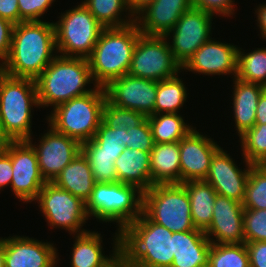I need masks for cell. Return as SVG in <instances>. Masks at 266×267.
<instances>
[{"label":"cell","mask_w":266,"mask_h":267,"mask_svg":"<svg viewBox=\"0 0 266 267\" xmlns=\"http://www.w3.org/2000/svg\"><path fill=\"white\" fill-rule=\"evenodd\" d=\"M208 267H250L246 244L211 243Z\"/></svg>","instance_id":"obj_34"},{"label":"cell","mask_w":266,"mask_h":267,"mask_svg":"<svg viewBox=\"0 0 266 267\" xmlns=\"http://www.w3.org/2000/svg\"><path fill=\"white\" fill-rule=\"evenodd\" d=\"M14 24L0 17V61L9 56Z\"/></svg>","instance_id":"obj_44"},{"label":"cell","mask_w":266,"mask_h":267,"mask_svg":"<svg viewBox=\"0 0 266 267\" xmlns=\"http://www.w3.org/2000/svg\"><path fill=\"white\" fill-rule=\"evenodd\" d=\"M243 221L245 243L266 241V209H244Z\"/></svg>","instance_id":"obj_38"},{"label":"cell","mask_w":266,"mask_h":267,"mask_svg":"<svg viewBox=\"0 0 266 267\" xmlns=\"http://www.w3.org/2000/svg\"><path fill=\"white\" fill-rule=\"evenodd\" d=\"M227 152L221 147L215 152L204 181L213 187L217 195L243 203L252 164L244 159L246 169H240Z\"/></svg>","instance_id":"obj_16"},{"label":"cell","mask_w":266,"mask_h":267,"mask_svg":"<svg viewBox=\"0 0 266 267\" xmlns=\"http://www.w3.org/2000/svg\"><path fill=\"white\" fill-rule=\"evenodd\" d=\"M40 107H56L73 98L86 95L96 85L88 59L57 55L35 80ZM93 83L94 87L86 88Z\"/></svg>","instance_id":"obj_3"},{"label":"cell","mask_w":266,"mask_h":267,"mask_svg":"<svg viewBox=\"0 0 266 267\" xmlns=\"http://www.w3.org/2000/svg\"><path fill=\"white\" fill-rule=\"evenodd\" d=\"M157 81L126 74L112 80L105 88L107 99L114 105L143 114L154 115Z\"/></svg>","instance_id":"obj_15"},{"label":"cell","mask_w":266,"mask_h":267,"mask_svg":"<svg viewBox=\"0 0 266 267\" xmlns=\"http://www.w3.org/2000/svg\"><path fill=\"white\" fill-rule=\"evenodd\" d=\"M142 212L172 233L196 229L190 199L182 183L155 184L144 191Z\"/></svg>","instance_id":"obj_8"},{"label":"cell","mask_w":266,"mask_h":267,"mask_svg":"<svg viewBox=\"0 0 266 267\" xmlns=\"http://www.w3.org/2000/svg\"><path fill=\"white\" fill-rule=\"evenodd\" d=\"M153 1L154 0H126L130 13L134 17Z\"/></svg>","instance_id":"obj_49"},{"label":"cell","mask_w":266,"mask_h":267,"mask_svg":"<svg viewBox=\"0 0 266 267\" xmlns=\"http://www.w3.org/2000/svg\"><path fill=\"white\" fill-rule=\"evenodd\" d=\"M56 52L53 22L23 21L13 27L11 50L1 64L2 72L36 80L57 56Z\"/></svg>","instance_id":"obj_1"},{"label":"cell","mask_w":266,"mask_h":267,"mask_svg":"<svg viewBox=\"0 0 266 267\" xmlns=\"http://www.w3.org/2000/svg\"><path fill=\"white\" fill-rule=\"evenodd\" d=\"M81 152L89 162L96 183L117 182V173L113 159L93 156L83 145L81 146Z\"/></svg>","instance_id":"obj_39"},{"label":"cell","mask_w":266,"mask_h":267,"mask_svg":"<svg viewBox=\"0 0 266 267\" xmlns=\"http://www.w3.org/2000/svg\"><path fill=\"white\" fill-rule=\"evenodd\" d=\"M165 36L140 34L135 45L128 74L134 77L162 81L182 72Z\"/></svg>","instance_id":"obj_10"},{"label":"cell","mask_w":266,"mask_h":267,"mask_svg":"<svg viewBox=\"0 0 266 267\" xmlns=\"http://www.w3.org/2000/svg\"><path fill=\"white\" fill-rule=\"evenodd\" d=\"M173 233L143 212L120 232V256L131 267H170Z\"/></svg>","instance_id":"obj_2"},{"label":"cell","mask_w":266,"mask_h":267,"mask_svg":"<svg viewBox=\"0 0 266 267\" xmlns=\"http://www.w3.org/2000/svg\"><path fill=\"white\" fill-rule=\"evenodd\" d=\"M55 0H18L20 23L23 21H41Z\"/></svg>","instance_id":"obj_41"},{"label":"cell","mask_w":266,"mask_h":267,"mask_svg":"<svg viewBox=\"0 0 266 267\" xmlns=\"http://www.w3.org/2000/svg\"><path fill=\"white\" fill-rule=\"evenodd\" d=\"M54 23L57 53L66 57L88 58L104 27L81 2L61 12Z\"/></svg>","instance_id":"obj_9"},{"label":"cell","mask_w":266,"mask_h":267,"mask_svg":"<svg viewBox=\"0 0 266 267\" xmlns=\"http://www.w3.org/2000/svg\"><path fill=\"white\" fill-rule=\"evenodd\" d=\"M238 48L236 78L266 87V47L257 48L245 53Z\"/></svg>","instance_id":"obj_33"},{"label":"cell","mask_w":266,"mask_h":267,"mask_svg":"<svg viewBox=\"0 0 266 267\" xmlns=\"http://www.w3.org/2000/svg\"><path fill=\"white\" fill-rule=\"evenodd\" d=\"M191 8V0H154L135 16V23L141 34L166 36Z\"/></svg>","instance_id":"obj_21"},{"label":"cell","mask_w":266,"mask_h":267,"mask_svg":"<svg viewBox=\"0 0 266 267\" xmlns=\"http://www.w3.org/2000/svg\"><path fill=\"white\" fill-rule=\"evenodd\" d=\"M243 204L224 196L217 195L213 207L210 226L204 231L211 243H244Z\"/></svg>","instance_id":"obj_20"},{"label":"cell","mask_w":266,"mask_h":267,"mask_svg":"<svg viewBox=\"0 0 266 267\" xmlns=\"http://www.w3.org/2000/svg\"><path fill=\"white\" fill-rule=\"evenodd\" d=\"M143 191L137 186L115 183H96L85 203L88 217L99 222L118 223L120 232L142 214Z\"/></svg>","instance_id":"obj_7"},{"label":"cell","mask_w":266,"mask_h":267,"mask_svg":"<svg viewBox=\"0 0 266 267\" xmlns=\"http://www.w3.org/2000/svg\"><path fill=\"white\" fill-rule=\"evenodd\" d=\"M147 118L154 143L178 142L194 128L178 113H160Z\"/></svg>","instance_id":"obj_31"},{"label":"cell","mask_w":266,"mask_h":267,"mask_svg":"<svg viewBox=\"0 0 266 267\" xmlns=\"http://www.w3.org/2000/svg\"><path fill=\"white\" fill-rule=\"evenodd\" d=\"M212 17L202 10L191 8L182 14L175 27L165 36L171 43L169 46L174 58L181 66L211 38Z\"/></svg>","instance_id":"obj_13"},{"label":"cell","mask_w":266,"mask_h":267,"mask_svg":"<svg viewBox=\"0 0 266 267\" xmlns=\"http://www.w3.org/2000/svg\"><path fill=\"white\" fill-rule=\"evenodd\" d=\"M242 204L244 209H266V165H252Z\"/></svg>","instance_id":"obj_36"},{"label":"cell","mask_w":266,"mask_h":267,"mask_svg":"<svg viewBox=\"0 0 266 267\" xmlns=\"http://www.w3.org/2000/svg\"><path fill=\"white\" fill-rule=\"evenodd\" d=\"M82 3L104 28H119L135 22L126 0H82Z\"/></svg>","instance_id":"obj_30"},{"label":"cell","mask_w":266,"mask_h":267,"mask_svg":"<svg viewBox=\"0 0 266 267\" xmlns=\"http://www.w3.org/2000/svg\"><path fill=\"white\" fill-rule=\"evenodd\" d=\"M250 267H266V241L247 242Z\"/></svg>","instance_id":"obj_43"},{"label":"cell","mask_w":266,"mask_h":267,"mask_svg":"<svg viewBox=\"0 0 266 267\" xmlns=\"http://www.w3.org/2000/svg\"><path fill=\"white\" fill-rule=\"evenodd\" d=\"M239 138L243 159L252 165H266V124H255Z\"/></svg>","instance_id":"obj_35"},{"label":"cell","mask_w":266,"mask_h":267,"mask_svg":"<svg viewBox=\"0 0 266 267\" xmlns=\"http://www.w3.org/2000/svg\"><path fill=\"white\" fill-rule=\"evenodd\" d=\"M213 140L195 127L179 141L181 183L205 180L211 159L221 147Z\"/></svg>","instance_id":"obj_17"},{"label":"cell","mask_w":266,"mask_h":267,"mask_svg":"<svg viewBox=\"0 0 266 267\" xmlns=\"http://www.w3.org/2000/svg\"><path fill=\"white\" fill-rule=\"evenodd\" d=\"M233 82V119L237 130L236 133L240 137L255 125L258 100L266 87L256 83L245 82L236 77Z\"/></svg>","instance_id":"obj_24"},{"label":"cell","mask_w":266,"mask_h":267,"mask_svg":"<svg viewBox=\"0 0 266 267\" xmlns=\"http://www.w3.org/2000/svg\"><path fill=\"white\" fill-rule=\"evenodd\" d=\"M127 129L110 128L101 121L94 137L82 145L96 157L117 159L125 150Z\"/></svg>","instance_id":"obj_29"},{"label":"cell","mask_w":266,"mask_h":267,"mask_svg":"<svg viewBox=\"0 0 266 267\" xmlns=\"http://www.w3.org/2000/svg\"><path fill=\"white\" fill-rule=\"evenodd\" d=\"M70 264L71 267H112L121 259L120 256V231L117 230L113 237L112 253L105 255L101 243L102 236L96 231H87L74 235Z\"/></svg>","instance_id":"obj_22"},{"label":"cell","mask_w":266,"mask_h":267,"mask_svg":"<svg viewBox=\"0 0 266 267\" xmlns=\"http://www.w3.org/2000/svg\"><path fill=\"white\" fill-rule=\"evenodd\" d=\"M238 46L210 38L182 66L185 71L204 75L237 76Z\"/></svg>","instance_id":"obj_19"},{"label":"cell","mask_w":266,"mask_h":267,"mask_svg":"<svg viewBox=\"0 0 266 267\" xmlns=\"http://www.w3.org/2000/svg\"><path fill=\"white\" fill-rule=\"evenodd\" d=\"M190 199L191 217L196 229L205 231L212 222L217 196L213 187L204 180L182 183Z\"/></svg>","instance_id":"obj_28"},{"label":"cell","mask_w":266,"mask_h":267,"mask_svg":"<svg viewBox=\"0 0 266 267\" xmlns=\"http://www.w3.org/2000/svg\"><path fill=\"white\" fill-rule=\"evenodd\" d=\"M187 100V88L179 75L159 81L154 114L178 113Z\"/></svg>","instance_id":"obj_32"},{"label":"cell","mask_w":266,"mask_h":267,"mask_svg":"<svg viewBox=\"0 0 266 267\" xmlns=\"http://www.w3.org/2000/svg\"><path fill=\"white\" fill-rule=\"evenodd\" d=\"M151 187L181 183L179 141L155 143L150 151Z\"/></svg>","instance_id":"obj_26"},{"label":"cell","mask_w":266,"mask_h":267,"mask_svg":"<svg viewBox=\"0 0 266 267\" xmlns=\"http://www.w3.org/2000/svg\"><path fill=\"white\" fill-rule=\"evenodd\" d=\"M0 17L14 25L20 23L18 0H0Z\"/></svg>","instance_id":"obj_45"},{"label":"cell","mask_w":266,"mask_h":267,"mask_svg":"<svg viewBox=\"0 0 266 267\" xmlns=\"http://www.w3.org/2000/svg\"><path fill=\"white\" fill-rule=\"evenodd\" d=\"M114 165L117 182L137 186L143 192L151 188L150 151L125 148Z\"/></svg>","instance_id":"obj_25"},{"label":"cell","mask_w":266,"mask_h":267,"mask_svg":"<svg viewBox=\"0 0 266 267\" xmlns=\"http://www.w3.org/2000/svg\"><path fill=\"white\" fill-rule=\"evenodd\" d=\"M140 34L135 22L124 27L102 30L87 58L96 86L106 87L112 80L128 74Z\"/></svg>","instance_id":"obj_4"},{"label":"cell","mask_w":266,"mask_h":267,"mask_svg":"<svg viewBox=\"0 0 266 267\" xmlns=\"http://www.w3.org/2000/svg\"><path fill=\"white\" fill-rule=\"evenodd\" d=\"M106 99L105 88L96 86L92 92L54 107L46 116L47 124L83 144L94 137Z\"/></svg>","instance_id":"obj_6"},{"label":"cell","mask_w":266,"mask_h":267,"mask_svg":"<svg viewBox=\"0 0 266 267\" xmlns=\"http://www.w3.org/2000/svg\"><path fill=\"white\" fill-rule=\"evenodd\" d=\"M53 183L85 203L96 184L89 162L82 152L63 168Z\"/></svg>","instance_id":"obj_27"},{"label":"cell","mask_w":266,"mask_h":267,"mask_svg":"<svg viewBox=\"0 0 266 267\" xmlns=\"http://www.w3.org/2000/svg\"><path fill=\"white\" fill-rule=\"evenodd\" d=\"M3 149L12 162L11 191L24 203L35 202L46 183L39 169L35 149L28 141H9Z\"/></svg>","instance_id":"obj_12"},{"label":"cell","mask_w":266,"mask_h":267,"mask_svg":"<svg viewBox=\"0 0 266 267\" xmlns=\"http://www.w3.org/2000/svg\"><path fill=\"white\" fill-rule=\"evenodd\" d=\"M39 139L37 145L32 143V137L28 142L36 151L41 175L46 182H53L63 168L81 153L82 144L51 126Z\"/></svg>","instance_id":"obj_14"},{"label":"cell","mask_w":266,"mask_h":267,"mask_svg":"<svg viewBox=\"0 0 266 267\" xmlns=\"http://www.w3.org/2000/svg\"><path fill=\"white\" fill-rule=\"evenodd\" d=\"M57 248L27 236L4 238V267H56L59 263Z\"/></svg>","instance_id":"obj_18"},{"label":"cell","mask_w":266,"mask_h":267,"mask_svg":"<svg viewBox=\"0 0 266 267\" xmlns=\"http://www.w3.org/2000/svg\"><path fill=\"white\" fill-rule=\"evenodd\" d=\"M9 141L5 138L1 126H0V149H3V147L8 143Z\"/></svg>","instance_id":"obj_51"},{"label":"cell","mask_w":266,"mask_h":267,"mask_svg":"<svg viewBox=\"0 0 266 267\" xmlns=\"http://www.w3.org/2000/svg\"><path fill=\"white\" fill-rule=\"evenodd\" d=\"M146 117L127 108H121L106 99L102 110V121L110 128L133 129L139 126Z\"/></svg>","instance_id":"obj_37"},{"label":"cell","mask_w":266,"mask_h":267,"mask_svg":"<svg viewBox=\"0 0 266 267\" xmlns=\"http://www.w3.org/2000/svg\"><path fill=\"white\" fill-rule=\"evenodd\" d=\"M112 267H131V266L127 265L122 259H120Z\"/></svg>","instance_id":"obj_52"},{"label":"cell","mask_w":266,"mask_h":267,"mask_svg":"<svg viewBox=\"0 0 266 267\" xmlns=\"http://www.w3.org/2000/svg\"><path fill=\"white\" fill-rule=\"evenodd\" d=\"M40 108L35 80L0 73V126L8 141H28L32 110Z\"/></svg>","instance_id":"obj_5"},{"label":"cell","mask_w":266,"mask_h":267,"mask_svg":"<svg viewBox=\"0 0 266 267\" xmlns=\"http://www.w3.org/2000/svg\"><path fill=\"white\" fill-rule=\"evenodd\" d=\"M192 8L199 9L212 16L231 17L235 13L234 0H191Z\"/></svg>","instance_id":"obj_42"},{"label":"cell","mask_w":266,"mask_h":267,"mask_svg":"<svg viewBox=\"0 0 266 267\" xmlns=\"http://www.w3.org/2000/svg\"><path fill=\"white\" fill-rule=\"evenodd\" d=\"M154 144L148 118H146L139 126L133 129H127L126 148L151 151Z\"/></svg>","instance_id":"obj_40"},{"label":"cell","mask_w":266,"mask_h":267,"mask_svg":"<svg viewBox=\"0 0 266 267\" xmlns=\"http://www.w3.org/2000/svg\"><path fill=\"white\" fill-rule=\"evenodd\" d=\"M4 258H5V253H4V238H0V267H4Z\"/></svg>","instance_id":"obj_50"},{"label":"cell","mask_w":266,"mask_h":267,"mask_svg":"<svg viewBox=\"0 0 266 267\" xmlns=\"http://www.w3.org/2000/svg\"><path fill=\"white\" fill-rule=\"evenodd\" d=\"M35 201L51 229H64L73 234V237L89 231L82 228L90 219L86 213L85 202L57 187L53 182L44 184Z\"/></svg>","instance_id":"obj_11"},{"label":"cell","mask_w":266,"mask_h":267,"mask_svg":"<svg viewBox=\"0 0 266 267\" xmlns=\"http://www.w3.org/2000/svg\"><path fill=\"white\" fill-rule=\"evenodd\" d=\"M255 13L257 15V26L260 29V37L266 40V3L259 4V6L255 9Z\"/></svg>","instance_id":"obj_47"},{"label":"cell","mask_w":266,"mask_h":267,"mask_svg":"<svg viewBox=\"0 0 266 267\" xmlns=\"http://www.w3.org/2000/svg\"><path fill=\"white\" fill-rule=\"evenodd\" d=\"M255 124H266V89L258 100Z\"/></svg>","instance_id":"obj_48"},{"label":"cell","mask_w":266,"mask_h":267,"mask_svg":"<svg viewBox=\"0 0 266 267\" xmlns=\"http://www.w3.org/2000/svg\"><path fill=\"white\" fill-rule=\"evenodd\" d=\"M12 181V162L10 155L0 149V190L7 186H11Z\"/></svg>","instance_id":"obj_46"},{"label":"cell","mask_w":266,"mask_h":267,"mask_svg":"<svg viewBox=\"0 0 266 267\" xmlns=\"http://www.w3.org/2000/svg\"><path fill=\"white\" fill-rule=\"evenodd\" d=\"M211 242L199 229L173 233L170 267H208Z\"/></svg>","instance_id":"obj_23"}]
</instances>
